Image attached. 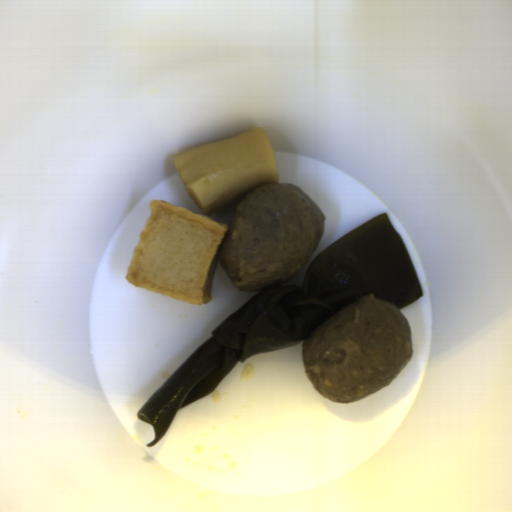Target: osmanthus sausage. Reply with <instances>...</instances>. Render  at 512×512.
Returning a JSON list of instances; mask_svg holds the SVG:
<instances>
[{
    "label": "osmanthus sausage",
    "instance_id": "1",
    "mask_svg": "<svg viewBox=\"0 0 512 512\" xmlns=\"http://www.w3.org/2000/svg\"><path fill=\"white\" fill-rule=\"evenodd\" d=\"M173 163L185 190L209 217L258 185L279 182L275 151L260 126L183 150Z\"/></svg>",
    "mask_w": 512,
    "mask_h": 512
}]
</instances>
